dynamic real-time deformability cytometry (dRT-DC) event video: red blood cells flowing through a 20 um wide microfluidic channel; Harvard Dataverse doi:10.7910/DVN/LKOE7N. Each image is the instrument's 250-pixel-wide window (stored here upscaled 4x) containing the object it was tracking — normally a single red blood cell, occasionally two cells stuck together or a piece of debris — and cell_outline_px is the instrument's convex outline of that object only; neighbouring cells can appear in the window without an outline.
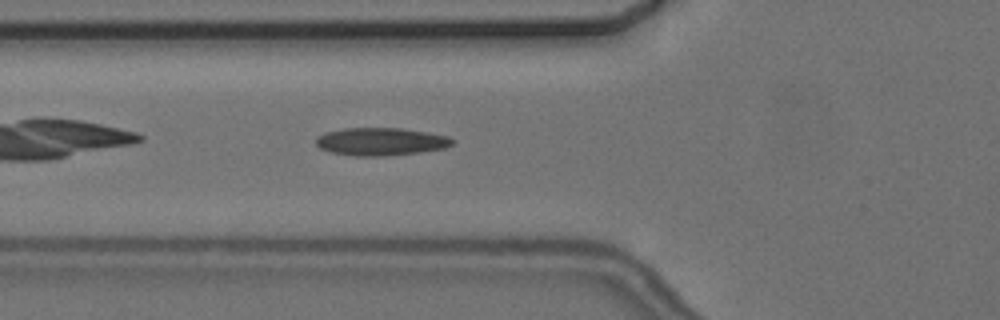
{"species": "common noctule bat (a hibernating species)", "species_latin": "Nyctalus noctula", "temperature_condition": "cold", "stored_images_in_passage": 5, "camera_frame_rate_fps": 3000, "um_per_image_px": 0.085, "animal": {"sex": "female", "body_mass_g": 24.6, "forearm_length_mm": 56.2}, "frame": {"image": 1, "passage_image": 5, "time_ms": 4.667, "image_size_px": [1000, 320], "cell_outline_px": [[452, 144], [444, 148], [416, 152], [380, 156], [352, 156], [332, 152], [320, 148], [316, 144], [316, 136], [324, 132], [344, 128], [400, 128], [428, 132], [448, 136], [452, 140]], "centroid_in_image_um": [32.31, 12.02], "position_along_channel_um": 93.5, "area_um2": 21.91}}